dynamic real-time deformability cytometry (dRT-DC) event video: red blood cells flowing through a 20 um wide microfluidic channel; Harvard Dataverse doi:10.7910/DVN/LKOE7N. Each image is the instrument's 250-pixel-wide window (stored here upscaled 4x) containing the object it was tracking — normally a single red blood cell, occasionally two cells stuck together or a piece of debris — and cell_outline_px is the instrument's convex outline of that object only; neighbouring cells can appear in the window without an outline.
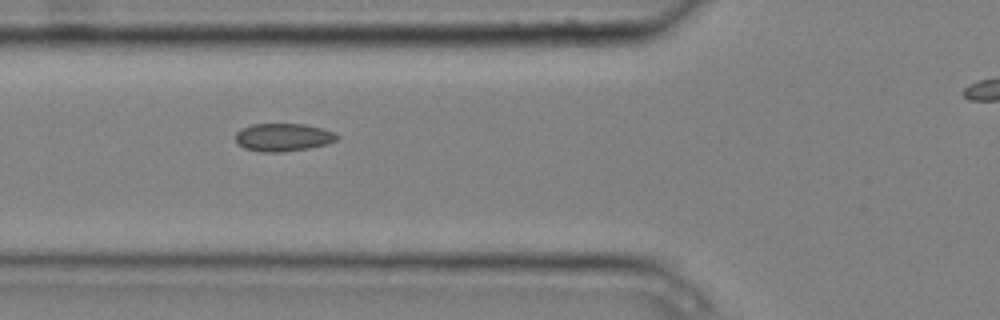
{"species": "common noctule bat (a hibernating species)", "species_latin": "Nyctalus noctula", "temperature_condition": "cold", "stored_images_in_passage": 6, "camera_frame_rate_fps": 3000, "um_per_image_px": 0.085, "animal": {"sex": "male", "body_mass_g": 20.4}, "frame": {"image": 1, "passage_image": 5, "time_ms": 1.333, "image_size_px": [1000, 320], "cell_outline_px": [[340, 136], [336, 140], [328, 144], [308, 148], [280, 152], [260, 152], [244, 148], [236, 144], [236, 132], [240, 128], [252, 124], [304, 124], [320, 128], [332, 132]], "centroid_in_image_um": [24.02, 11.67], "position_along_channel_um": 101.8, "area_um2": 16.53}}
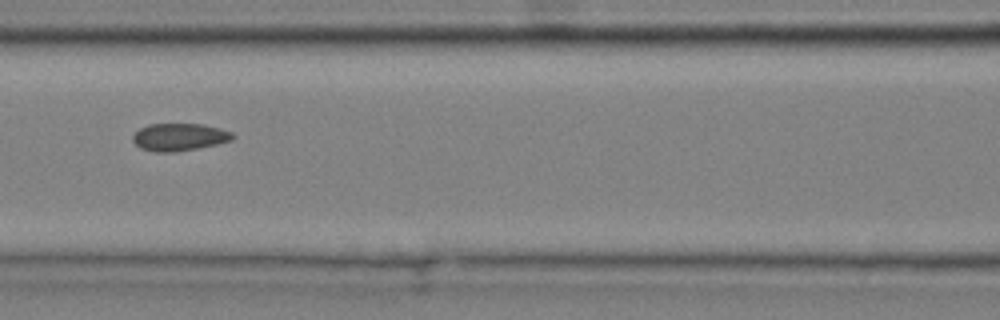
{"frame": {"image": 2, "passage_image": 6, "time_ms": 1.667, "image_size_px": [1000, 320], "cell_outline_px": [[236, 136], [232, 140], [216, 144], [176, 152], [156, 152], [140, 148], [132, 140], [132, 136], [140, 128], [148, 124], [204, 124], [220, 128], [232, 132]], "centroid_in_image_um": [15.25, 11.64], "position_along_channel_um": 151.4, "area_um2": 16.01}}